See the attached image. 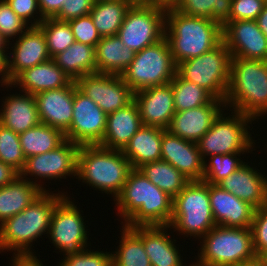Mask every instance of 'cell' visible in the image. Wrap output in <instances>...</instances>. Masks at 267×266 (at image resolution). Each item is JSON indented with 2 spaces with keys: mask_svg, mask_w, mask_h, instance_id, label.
Listing matches in <instances>:
<instances>
[{
  "mask_svg": "<svg viewBox=\"0 0 267 266\" xmlns=\"http://www.w3.org/2000/svg\"><path fill=\"white\" fill-rule=\"evenodd\" d=\"M121 225L127 227L169 225L173 198L133 168L120 195L114 200ZM119 214V215H118Z\"/></svg>",
  "mask_w": 267,
  "mask_h": 266,
  "instance_id": "obj_1",
  "label": "cell"
},
{
  "mask_svg": "<svg viewBox=\"0 0 267 266\" xmlns=\"http://www.w3.org/2000/svg\"><path fill=\"white\" fill-rule=\"evenodd\" d=\"M65 193L44 191L21 213L0 224V253L7 250L14 251V257H36L32 244L48 235L53 211Z\"/></svg>",
  "mask_w": 267,
  "mask_h": 266,
  "instance_id": "obj_2",
  "label": "cell"
},
{
  "mask_svg": "<svg viewBox=\"0 0 267 266\" xmlns=\"http://www.w3.org/2000/svg\"><path fill=\"white\" fill-rule=\"evenodd\" d=\"M224 105L255 121L267 114V61L232 58Z\"/></svg>",
  "mask_w": 267,
  "mask_h": 266,
  "instance_id": "obj_3",
  "label": "cell"
},
{
  "mask_svg": "<svg viewBox=\"0 0 267 266\" xmlns=\"http://www.w3.org/2000/svg\"><path fill=\"white\" fill-rule=\"evenodd\" d=\"M165 38L176 65L198 57L222 40V26L206 18L182 14L175 8L166 10Z\"/></svg>",
  "mask_w": 267,
  "mask_h": 266,
  "instance_id": "obj_4",
  "label": "cell"
},
{
  "mask_svg": "<svg viewBox=\"0 0 267 266\" xmlns=\"http://www.w3.org/2000/svg\"><path fill=\"white\" fill-rule=\"evenodd\" d=\"M122 150L108 149L98 144L81 145L78 152L77 177L80 182L111 194L115 200L123 190L132 170Z\"/></svg>",
  "mask_w": 267,
  "mask_h": 266,
  "instance_id": "obj_5",
  "label": "cell"
},
{
  "mask_svg": "<svg viewBox=\"0 0 267 266\" xmlns=\"http://www.w3.org/2000/svg\"><path fill=\"white\" fill-rule=\"evenodd\" d=\"M170 229L187 238H203L216 223L209 200V183L189 181L173 198ZM172 227V228H171Z\"/></svg>",
  "mask_w": 267,
  "mask_h": 266,
  "instance_id": "obj_6",
  "label": "cell"
},
{
  "mask_svg": "<svg viewBox=\"0 0 267 266\" xmlns=\"http://www.w3.org/2000/svg\"><path fill=\"white\" fill-rule=\"evenodd\" d=\"M201 240L198 266H239L256 257L250 228L216 225Z\"/></svg>",
  "mask_w": 267,
  "mask_h": 266,
  "instance_id": "obj_7",
  "label": "cell"
},
{
  "mask_svg": "<svg viewBox=\"0 0 267 266\" xmlns=\"http://www.w3.org/2000/svg\"><path fill=\"white\" fill-rule=\"evenodd\" d=\"M231 114L222 110L213 120L210 129L196 142L204 161L206 156L230 153L244 155L254 151L257 140L251 137L249 131L252 130L250 124L254 119L240 112L232 111Z\"/></svg>",
  "mask_w": 267,
  "mask_h": 266,
  "instance_id": "obj_8",
  "label": "cell"
},
{
  "mask_svg": "<svg viewBox=\"0 0 267 266\" xmlns=\"http://www.w3.org/2000/svg\"><path fill=\"white\" fill-rule=\"evenodd\" d=\"M177 73L167 39L147 46L135 53L134 59L121 74L133 93L153 86L170 83Z\"/></svg>",
  "mask_w": 267,
  "mask_h": 266,
  "instance_id": "obj_9",
  "label": "cell"
},
{
  "mask_svg": "<svg viewBox=\"0 0 267 266\" xmlns=\"http://www.w3.org/2000/svg\"><path fill=\"white\" fill-rule=\"evenodd\" d=\"M231 60V52L222 40L210 51L178 64L177 73L207 90L215 99L225 101Z\"/></svg>",
  "mask_w": 267,
  "mask_h": 266,
  "instance_id": "obj_10",
  "label": "cell"
},
{
  "mask_svg": "<svg viewBox=\"0 0 267 266\" xmlns=\"http://www.w3.org/2000/svg\"><path fill=\"white\" fill-rule=\"evenodd\" d=\"M166 10L146 2L133 3L117 32L135 53L165 37Z\"/></svg>",
  "mask_w": 267,
  "mask_h": 266,
  "instance_id": "obj_11",
  "label": "cell"
},
{
  "mask_svg": "<svg viewBox=\"0 0 267 266\" xmlns=\"http://www.w3.org/2000/svg\"><path fill=\"white\" fill-rule=\"evenodd\" d=\"M81 212L68 194L53 211L47 237L51 239L53 246L60 250L59 252H63V256L87 249L91 244L88 243L89 232L84 222L85 216H82Z\"/></svg>",
  "mask_w": 267,
  "mask_h": 266,
  "instance_id": "obj_12",
  "label": "cell"
},
{
  "mask_svg": "<svg viewBox=\"0 0 267 266\" xmlns=\"http://www.w3.org/2000/svg\"><path fill=\"white\" fill-rule=\"evenodd\" d=\"M80 147L81 145L77 143L65 140L52 151L28 157L19 176L35 183L43 191H49L45 189L44 184H41L42 182H37V180L33 181V178L29 177L32 176L35 179L38 177V179L44 178L47 181L52 179H65L66 176L71 175L72 177H77L78 152Z\"/></svg>",
  "mask_w": 267,
  "mask_h": 266,
  "instance_id": "obj_13",
  "label": "cell"
},
{
  "mask_svg": "<svg viewBox=\"0 0 267 266\" xmlns=\"http://www.w3.org/2000/svg\"><path fill=\"white\" fill-rule=\"evenodd\" d=\"M107 114L82 93L74 81L73 116L65 139L79 145L99 144L105 133Z\"/></svg>",
  "mask_w": 267,
  "mask_h": 266,
  "instance_id": "obj_14",
  "label": "cell"
},
{
  "mask_svg": "<svg viewBox=\"0 0 267 266\" xmlns=\"http://www.w3.org/2000/svg\"><path fill=\"white\" fill-rule=\"evenodd\" d=\"M77 88L92 99L106 114L125 107L134 93L121 75L92 73L78 78Z\"/></svg>",
  "mask_w": 267,
  "mask_h": 266,
  "instance_id": "obj_15",
  "label": "cell"
},
{
  "mask_svg": "<svg viewBox=\"0 0 267 266\" xmlns=\"http://www.w3.org/2000/svg\"><path fill=\"white\" fill-rule=\"evenodd\" d=\"M222 36L232 58L267 61V37L256 20L226 21Z\"/></svg>",
  "mask_w": 267,
  "mask_h": 266,
  "instance_id": "obj_16",
  "label": "cell"
},
{
  "mask_svg": "<svg viewBox=\"0 0 267 266\" xmlns=\"http://www.w3.org/2000/svg\"><path fill=\"white\" fill-rule=\"evenodd\" d=\"M161 160L179 170L189 181L203 179L204 160L197 143L182 139L163 129Z\"/></svg>",
  "mask_w": 267,
  "mask_h": 266,
  "instance_id": "obj_17",
  "label": "cell"
},
{
  "mask_svg": "<svg viewBox=\"0 0 267 266\" xmlns=\"http://www.w3.org/2000/svg\"><path fill=\"white\" fill-rule=\"evenodd\" d=\"M134 100L143 125L168 129L175 114L171 83L138 91L134 93Z\"/></svg>",
  "mask_w": 267,
  "mask_h": 266,
  "instance_id": "obj_18",
  "label": "cell"
},
{
  "mask_svg": "<svg viewBox=\"0 0 267 266\" xmlns=\"http://www.w3.org/2000/svg\"><path fill=\"white\" fill-rule=\"evenodd\" d=\"M8 49V71L13 80L20 72L51 59L43 31L30 26ZM15 44V45H14Z\"/></svg>",
  "mask_w": 267,
  "mask_h": 266,
  "instance_id": "obj_19",
  "label": "cell"
},
{
  "mask_svg": "<svg viewBox=\"0 0 267 266\" xmlns=\"http://www.w3.org/2000/svg\"><path fill=\"white\" fill-rule=\"evenodd\" d=\"M34 97L40 122L65 134L72 122L74 81L63 88L37 93Z\"/></svg>",
  "mask_w": 267,
  "mask_h": 266,
  "instance_id": "obj_20",
  "label": "cell"
},
{
  "mask_svg": "<svg viewBox=\"0 0 267 266\" xmlns=\"http://www.w3.org/2000/svg\"><path fill=\"white\" fill-rule=\"evenodd\" d=\"M209 200L216 225L233 228H250L255 208L223 190L209 184Z\"/></svg>",
  "mask_w": 267,
  "mask_h": 266,
  "instance_id": "obj_21",
  "label": "cell"
},
{
  "mask_svg": "<svg viewBox=\"0 0 267 266\" xmlns=\"http://www.w3.org/2000/svg\"><path fill=\"white\" fill-rule=\"evenodd\" d=\"M222 110H226L224 101L214 98L207 105L175 112L167 130L182 139L197 142Z\"/></svg>",
  "mask_w": 267,
  "mask_h": 266,
  "instance_id": "obj_22",
  "label": "cell"
},
{
  "mask_svg": "<svg viewBox=\"0 0 267 266\" xmlns=\"http://www.w3.org/2000/svg\"><path fill=\"white\" fill-rule=\"evenodd\" d=\"M256 169L245 162L217 185L255 209L267 206V176Z\"/></svg>",
  "mask_w": 267,
  "mask_h": 266,
  "instance_id": "obj_23",
  "label": "cell"
},
{
  "mask_svg": "<svg viewBox=\"0 0 267 266\" xmlns=\"http://www.w3.org/2000/svg\"><path fill=\"white\" fill-rule=\"evenodd\" d=\"M131 228L141 237L151 266H189L182 262L184 260L181 259L182 256L178 250L179 247L176 246V240L168 234L170 225Z\"/></svg>",
  "mask_w": 267,
  "mask_h": 266,
  "instance_id": "obj_24",
  "label": "cell"
},
{
  "mask_svg": "<svg viewBox=\"0 0 267 266\" xmlns=\"http://www.w3.org/2000/svg\"><path fill=\"white\" fill-rule=\"evenodd\" d=\"M142 125L138 105L133 99L125 107L107 114L104 137L98 145L123 150Z\"/></svg>",
  "mask_w": 267,
  "mask_h": 266,
  "instance_id": "obj_25",
  "label": "cell"
},
{
  "mask_svg": "<svg viewBox=\"0 0 267 266\" xmlns=\"http://www.w3.org/2000/svg\"><path fill=\"white\" fill-rule=\"evenodd\" d=\"M72 79L51 58L50 60L20 72L9 87H18L22 92L37 93L67 86Z\"/></svg>",
  "mask_w": 267,
  "mask_h": 266,
  "instance_id": "obj_26",
  "label": "cell"
},
{
  "mask_svg": "<svg viewBox=\"0 0 267 266\" xmlns=\"http://www.w3.org/2000/svg\"><path fill=\"white\" fill-rule=\"evenodd\" d=\"M2 100L0 109L2 126L20 134L40 123L34 95L19 91V94H9Z\"/></svg>",
  "mask_w": 267,
  "mask_h": 266,
  "instance_id": "obj_27",
  "label": "cell"
},
{
  "mask_svg": "<svg viewBox=\"0 0 267 266\" xmlns=\"http://www.w3.org/2000/svg\"><path fill=\"white\" fill-rule=\"evenodd\" d=\"M163 129L142 125L122 150L132 168L161 160Z\"/></svg>",
  "mask_w": 267,
  "mask_h": 266,
  "instance_id": "obj_28",
  "label": "cell"
},
{
  "mask_svg": "<svg viewBox=\"0 0 267 266\" xmlns=\"http://www.w3.org/2000/svg\"><path fill=\"white\" fill-rule=\"evenodd\" d=\"M44 191L35 183L19 175L9 184L0 188V224L21 213Z\"/></svg>",
  "mask_w": 267,
  "mask_h": 266,
  "instance_id": "obj_29",
  "label": "cell"
},
{
  "mask_svg": "<svg viewBox=\"0 0 267 266\" xmlns=\"http://www.w3.org/2000/svg\"><path fill=\"white\" fill-rule=\"evenodd\" d=\"M96 73L121 75L134 59L135 52L115 36L102 37L95 48Z\"/></svg>",
  "mask_w": 267,
  "mask_h": 266,
  "instance_id": "obj_30",
  "label": "cell"
},
{
  "mask_svg": "<svg viewBox=\"0 0 267 266\" xmlns=\"http://www.w3.org/2000/svg\"><path fill=\"white\" fill-rule=\"evenodd\" d=\"M73 81L96 73L95 47L75 41L65 51L52 58Z\"/></svg>",
  "mask_w": 267,
  "mask_h": 266,
  "instance_id": "obj_31",
  "label": "cell"
},
{
  "mask_svg": "<svg viewBox=\"0 0 267 266\" xmlns=\"http://www.w3.org/2000/svg\"><path fill=\"white\" fill-rule=\"evenodd\" d=\"M133 3L132 0L94 2L90 16L101 37L117 35Z\"/></svg>",
  "mask_w": 267,
  "mask_h": 266,
  "instance_id": "obj_32",
  "label": "cell"
},
{
  "mask_svg": "<svg viewBox=\"0 0 267 266\" xmlns=\"http://www.w3.org/2000/svg\"><path fill=\"white\" fill-rule=\"evenodd\" d=\"M19 140L23 153L28 158L52 151L66 139L60 130L40 122L33 128L20 133Z\"/></svg>",
  "mask_w": 267,
  "mask_h": 266,
  "instance_id": "obj_33",
  "label": "cell"
},
{
  "mask_svg": "<svg viewBox=\"0 0 267 266\" xmlns=\"http://www.w3.org/2000/svg\"><path fill=\"white\" fill-rule=\"evenodd\" d=\"M138 170L172 198L178 195L189 182L179 170L163 160L143 164Z\"/></svg>",
  "mask_w": 267,
  "mask_h": 266,
  "instance_id": "obj_34",
  "label": "cell"
},
{
  "mask_svg": "<svg viewBox=\"0 0 267 266\" xmlns=\"http://www.w3.org/2000/svg\"><path fill=\"white\" fill-rule=\"evenodd\" d=\"M121 227L120 245L112 253V266H151L141 237L132 228L124 224Z\"/></svg>",
  "mask_w": 267,
  "mask_h": 266,
  "instance_id": "obj_35",
  "label": "cell"
},
{
  "mask_svg": "<svg viewBox=\"0 0 267 266\" xmlns=\"http://www.w3.org/2000/svg\"><path fill=\"white\" fill-rule=\"evenodd\" d=\"M172 84L175 112H182L209 104L214 97L204 88L183 79L178 73Z\"/></svg>",
  "mask_w": 267,
  "mask_h": 266,
  "instance_id": "obj_36",
  "label": "cell"
},
{
  "mask_svg": "<svg viewBox=\"0 0 267 266\" xmlns=\"http://www.w3.org/2000/svg\"><path fill=\"white\" fill-rule=\"evenodd\" d=\"M232 0H181L176 10L182 14L206 18L221 26L228 20Z\"/></svg>",
  "mask_w": 267,
  "mask_h": 266,
  "instance_id": "obj_37",
  "label": "cell"
},
{
  "mask_svg": "<svg viewBox=\"0 0 267 266\" xmlns=\"http://www.w3.org/2000/svg\"><path fill=\"white\" fill-rule=\"evenodd\" d=\"M38 27L43 31L47 50L51 58L65 51L75 42L74 35L68 21L56 18L44 19Z\"/></svg>",
  "mask_w": 267,
  "mask_h": 266,
  "instance_id": "obj_38",
  "label": "cell"
},
{
  "mask_svg": "<svg viewBox=\"0 0 267 266\" xmlns=\"http://www.w3.org/2000/svg\"><path fill=\"white\" fill-rule=\"evenodd\" d=\"M241 153L216 154L204 161V172L202 181L217 185L220 181L234 173L242 164ZM239 158H238V157Z\"/></svg>",
  "mask_w": 267,
  "mask_h": 266,
  "instance_id": "obj_39",
  "label": "cell"
},
{
  "mask_svg": "<svg viewBox=\"0 0 267 266\" xmlns=\"http://www.w3.org/2000/svg\"><path fill=\"white\" fill-rule=\"evenodd\" d=\"M25 160L26 157L21 148L19 134L0 124V161L9 164L20 173Z\"/></svg>",
  "mask_w": 267,
  "mask_h": 266,
  "instance_id": "obj_40",
  "label": "cell"
},
{
  "mask_svg": "<svg viewBox=\"0 0 267 266\" xmlns=\"http://www.w3.org/2000/svg\"><path fill=\"white\" fill-rule=\"evenodd\" d=\"M64 257L61 262H58L59 266H112V252L107 251L84 249L67 253Z\"/></svg>",
  "mask_w": 267,
  "mask_h": 266,
  "instance_id": "obj_41",
  "label": "cell"
},
{
  "mask_svg": "<svg viewBox=\"0 0 267 266\" xmlns=\"http://www.w3.org/2000/svg\"><path fill=\"white\" fill-rule=\"evenodd\" d=\"M30 26L11 9L6 0H0V33L11 44L12 38H18Z\"/></svg>",
  "mask_w": 267,
  "mask_h": 266,
  "instance_id": "obj_42",
  "label": "cell"
},
{
  "mask_svg": "<svg viewBox=\"0 0 267 266\" xmlns=\"http://www.w3.org/2000/svg\"><path fill=\"white\" fill-rule=\"evenodd\" d=\"M74 39L77 42L88 44L96 48L102 38L89 15L68 20Z\"/></svg>",
  "mask_w": 267,
  "mask_h": 266,
  "instance_id": "obj_43",
  "label": "cell"
},
{
  "mask_svg": "<svg viewBox=\"0 0 267 266\" xmlns=\"http://www.w3.org/2000/svg\"><path fill=\"white\" fill-rule=\"evenodd\" d=\"M250 229L256 256L265 255L267 253V206L255 209Z\"/></svg>",
  "mask_w": 267,
  "mask_h": 266,
  "instance_id": "obj_44",
  "label": "cell"
},
{
  "mask_svg": "<svg viewBox=\"0 0 267 266\" xmlns=\"http://www.w3.org/2000/svg\"><path fill=\"white\" fill-rule=\"evenodd\" d=\"M267 0H232L227 21L256 20Z\"/></svg>",
  "mask_w": 267,
  "mask_h": 266,
  "instance_id": "obj_45",
  "label": "cell"
},
{
  "mask_svg": "<svg viewBox=\"0 0 267 266\" xmlns=\"http://www.w3.org/2000/svg\"><path fill=\"white\" fill-rule=\"evenodd\" d=\"M6 2L17 16L29 26H38L44 20L38 6V0H6Z\"/></svg>",
  "mask_w": 267,
  "mask_h": 266,
  "instance_id": "obj_46",
  "label": "cell"
},
{
  "mask_svg": "<svg viewBox=\"0 0 267 266\" xmlns=\"http://www.w3.org/2000/svg\"><path fill=\"white\" fill-rule=\"evenodd\" d=\"M93 5V0H64L60 12L54 18L61 21H68L89 15Z\"/></svg>",
  "mask_w": 267,
  "mask_h": 266,
  "instance_id": "obj_47",
  "label": "cell"
},
{
  "mask_svg": "<svg viewBox=\"0 0 267 266\" xmlns=\"http://www.w3.org/2000/svg\"><path fill=\"white\" fill-rule=\"evenodd\" d=\"M64 0H38V6L44 19L54 18L62 8Z\"/></svg>",
  "mask_w": 267,
  "mask_h": 266,
  "instance_id": "obj_48",
  "label": "cell"
},
{
  "mask_svg": "<svg viewBox=\"0 0 267 266\" xmlns=\"http://www.w3.org/2000/svg\"><path fill=\"white\" fill-rule=\"evenodd\" d=\"M2 75V76H1ZM0 76L1 86L7 89L11 85L12 80L8 71V49L0 48Z\"/></svg>",
  "mask_w": 267,
  "mask_h": 266,
  "instance_id": "obj_49",
  "label": "cell"
},
{
  "mask_svg": "<svg viewBox=\"0 0 267 266\" xmlns=\"http://www.w3.org/2000/svg\"><path fill=\"white\" fill-rule=\"evenodd\" d=\"M19 173L9 164L0 161V188L11 183Z\"/></svg>",
  "mask_w": 267,
  "mask_h": 266,
  "instance_id": "obj_50",
  "label": "cell"
},
{
  "mask_svg": "<svg viewBox=\"0 0 267 266\" xmlns=\"http://www.w3.org/2000/svg\"><path fill=\"white\" fill-rule=\"evenodd\" d=\"M11 266H44L38 257H12Z\"/></svg>",
  "mask_w": 267,
  "mask_h": 266,
  "instance_id": "obj_51",
  "label": "cell"
},
{
  "mask_svg": "<svg viewBox=\"0 0 267 266\" xmlns=\"http://www.w3.org/2000/svg\"><path fill=\"white\" fill-rule=\"evenodd\" d=\"M180 1L181 0H148L146 3L168 10L176 8Z\"/></svg>",
  "mask_w": 267,
  "mask_h": 266,
  "instance_id": "obj_52",
  "label": "cell"
},
{
  "mask_svg": "<svg viewBox=\"0 0 267 266\" xmlns=\"http://www.w3.org/2000/svg\"><path fill=\"white\" fill-rule=\"evenodd\" d=\"M256 21H257V24H258L260 30L267 37V3L264 6L263 10L258 15Z\"/></svg>",
  "mask_w": 267,
  "mask_h": 266,
  "instance_id": "obj_53",
  "label": "cell"
},
{
  "mask_svg": "<svg viewBox=\"0 0 267 266\" xmlns=\"http://www.w3.org/2000/svg\"><path fill=\"white\" fill-rule=\"evenodd\" d=\"M239 266H267V262L262 256H256L254 259L245 261Z\"/></svg>",
  "mask_w": 267,
  "mask_h": 266,
  "instance_id": "obj_54",
  "label": "cell"
},
{
  "mask_svg": "<svg viewBox=\"0 0 267 266\" xmlns=\"http://www.w3.org/2000/svg\"><path fill=\"white\" fill-rule=\"evenodd\" d=\"M11 45H9L8 41L2 36V34L0 33V48H6L8 49V47Z\"/></svg>",
  "mask_w": 267,
  "mask_h": 266,
  "instance_id": "obj_55",
  "label": "cell"
},
{
  "mask_svg": "<svg viewBox=\"0 0 267 266\" xmlns=\"http://www.w3.org/2000/svg\"><path fill=\"white\" fill-rule=\"evenodd\" d=\"M134 3H138V2H147L148 0H132Z\"/></svg>",
  "mask_w": 267,
  "mask_h": 266,
  "instance_id": "obj_56",
  "label": "cell"
},
{
  "mask_svg": "<svg viewBox=\"0 0 267 266\" xmlns=\"http://www.w3.org/2000/svg\"><path fill=\"white\" fill-rule=\"evenodd\" d=\"M94 2L110 1V0H93Z\"/></svg>",
  "mask_w": 267,
  "mask_h": 266,
  "instance_id": "obj_57",
  "label": "cell"
},
{
  "mask_svg": "<svg viewBox=\"0 0 267 266\" xmlns=\"http://www.w3.org/2000/svg\"><path fill=\"white\" fill-rule=\"evenodd\" d=\"M264 259H265V261L267 262V253L265 254V255H263L262 256Z\"/></svg>",
  "mask_w": 267,
  "mask_h": 266,
  "instance_id": "obj_58",
  "label": "cell"
},
{
  "mask_svg": "<svg viewBox=\"0 0 267 266\" xmlns=\"http://www.w3.org/2000/svg\"><path fill=\"white\" fill-rule=\"evenodd\" d=\"M189 266H198V265H195L194 263H192V264L190 263V265H189Z\"/></svg>",
  "mask_w": 267,
  "mask_h": 266,
  "instance_id": "obj_59",
  "label": "cell"
}]
</instances>
